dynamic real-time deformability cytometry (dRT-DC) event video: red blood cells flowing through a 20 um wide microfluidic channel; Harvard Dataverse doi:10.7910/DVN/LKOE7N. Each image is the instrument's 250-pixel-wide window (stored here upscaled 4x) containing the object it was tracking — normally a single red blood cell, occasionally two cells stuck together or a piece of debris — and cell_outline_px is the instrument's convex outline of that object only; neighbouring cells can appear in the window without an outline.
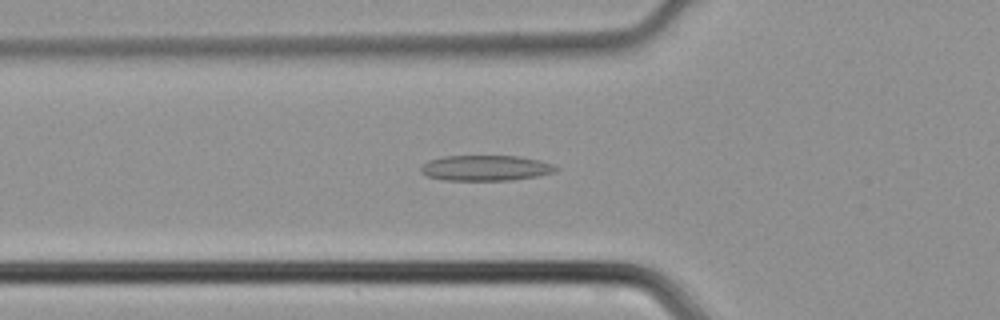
{"species": "common noctule bat (a hibernating species)", "species_latin": "Nyctalus noctula", "temperature_condition": "cold", "stored_images_in_passage": 40, "segment_of_instrument_passage": [1, 2], "camera_frame_rate_fps": 3000, "um_per_image_px": 0.085, "animal": {"sex": "male", "body_mass_g": 21.5, "forearm_length_mm": 52.0}, "frame": {"image": 1, "passage_image": 12, "time_ms": 3.667, "image_size_px": [1000, 320], "cell_outline_px": [[560, 168], [552, 172], [536, 176], [512, 180], [444, 180], [428, 176], [420, 172], [420, 168], [428, 160], [444, 156], [520, 156], [540, 160], [552, 164]], "centroid_in_image_um": [41.27, 14.27], "position_along_channel_um": 84.5, "area_um2": 20.0}}
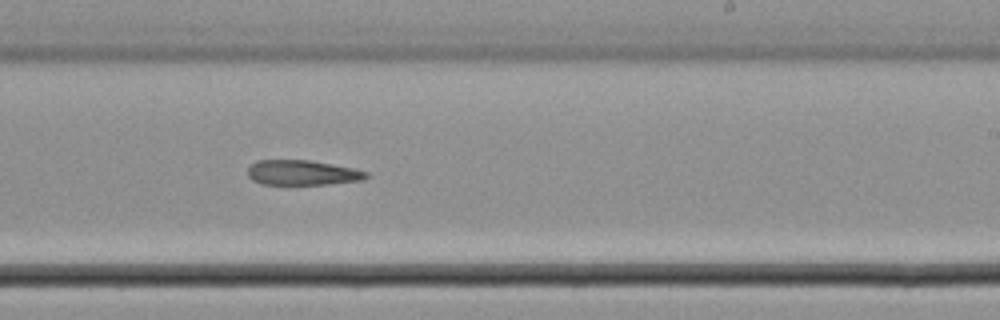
{"frame": {"image": 2, "passage_image": 24, "time_ms": 7.667, "image_size_px": [1000, 320], "cell_outline_px": [[368, 176], [364, 180], [328, 184], [260, 184], [252, 180], [248, 176], [248, 168], [256, 160], [308, 160], [352, 168], [368, 172]], "centroid_in_image_um": [25.68, 14.68], "position_along_channel_um": 263.3, "area_um2": 17.17}}
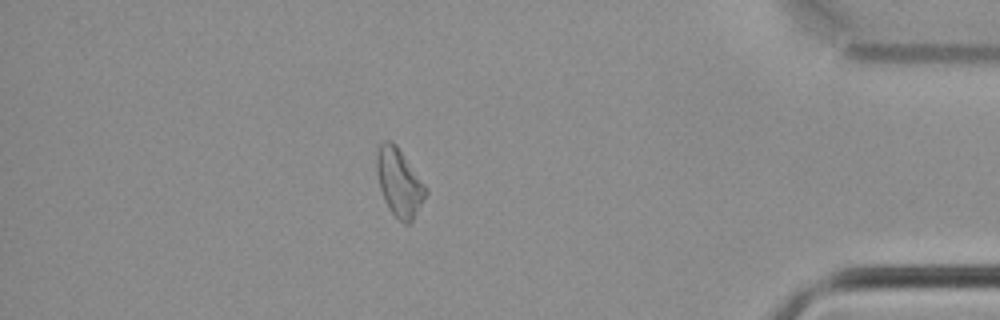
{"frame": {"image": 3, "passage_image": 36, "time_ms": 11.667, "image_size_px": [1000, 320], "cell_outline_px": [[428, 192], [412, 220], [408, 224], [404, 224], [388, 208], [384, 200], [380, 188], [376, 168], [376, 152], [380, 144], [384, 140], [392, 140], [396, 144], [428, 188]], "centroid_in_image_um": [33.93, 15.48], "position_along_channel_um": 401.3, "area_um2": 19.36}}